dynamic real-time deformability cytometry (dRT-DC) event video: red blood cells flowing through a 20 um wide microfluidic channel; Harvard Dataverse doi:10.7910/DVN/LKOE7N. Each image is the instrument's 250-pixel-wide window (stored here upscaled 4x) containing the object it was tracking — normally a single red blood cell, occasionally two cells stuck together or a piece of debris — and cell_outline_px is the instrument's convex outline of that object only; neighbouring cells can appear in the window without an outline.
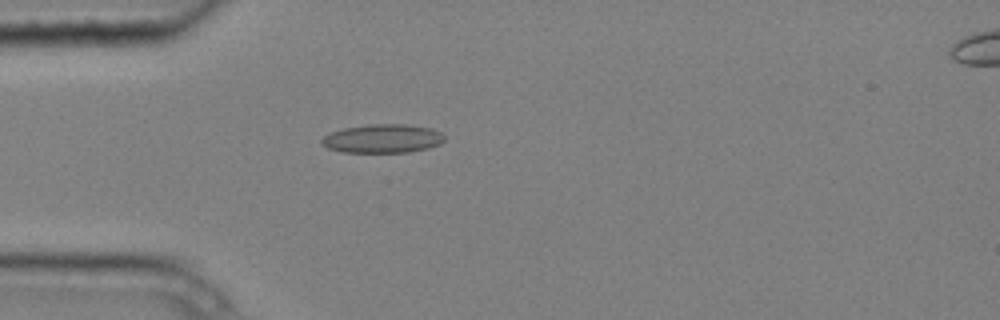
{"species": "common noctule bat (a hibernating species)", "species_latin": "Nyctalus noctula", "temperature_condition": "cold", "stored_images_in_passage": 1, "camera_frame_rate_fps": 3000, "um_per_image_px": 0.085, "animal": {"sex": "male", "body_mass_g": 20.4}, "frame": {"image": 1, "passage_image": 1, "time_ms": 0.0, "image_size_px": [1000, 320], "cell_outline_px": [[444, 140], [440, 144], [428, 148], [408, 152], [340, 152], [328, 148], [320, 144], [320, 140], [328, 132], [344, 128], [368, 124], [404, 124], [432, 128], [440, 132], [444, 136]], "centroid_in_image_um": [32.48, 11.77], "position_along_channel_um": 52.5, "area_um2": 20.69}}